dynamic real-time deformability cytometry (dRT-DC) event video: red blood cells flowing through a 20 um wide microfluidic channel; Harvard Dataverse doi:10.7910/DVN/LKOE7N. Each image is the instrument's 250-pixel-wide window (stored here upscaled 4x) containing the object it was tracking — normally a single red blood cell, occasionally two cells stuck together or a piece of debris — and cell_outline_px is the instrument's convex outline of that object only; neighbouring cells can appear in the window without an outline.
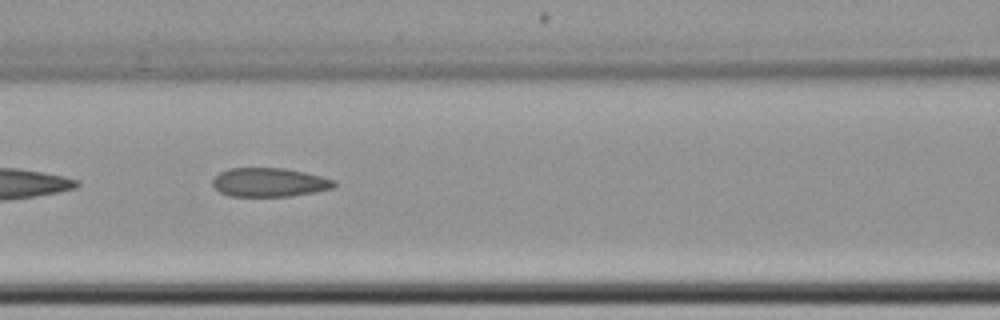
{"species": "common noctule bat (a hibernating species)", "species_latin": "Nyctalus noctula", "temperature_condition": "cold", "stored_images_in_passage": 6, "camera_frame_rate_fps": 3000, "um_per_image_px": 0.085, "animal": {"sex": "female", "body_mass_g": 22.7, "forearm_length_mm": 54.2}, "frame": {"image": 1, "passage_image": 3, "time_ms": 2.333, "image_size_px": [1000, 320], "cell_outline_px": [[336, 184], [332, 188], [316, 192], [288, 196], [228, 196], [220, 192], [212, 184], [212, 180], [220, 172], [228, 168], [284, 168], [304, 172], [336, 180]], "centroid_in_image_um": [22.89, 15.5], "position_along_channel_um": 143.7, "area_um2": 20.4}}
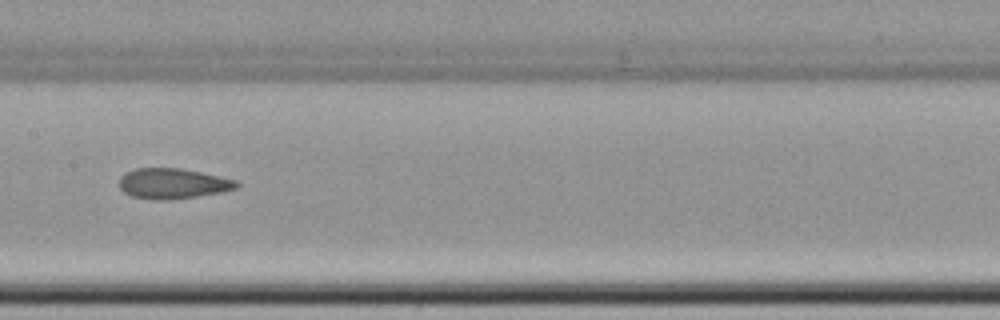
{"frame": {"image": 2, "passage_image": 4, "time_ms": 3.667, "image_size_px": [1000, 320], "cell_outline_px": [[240, 184], [236, 188], [220, 192], [196, 196], [168, 200], [152, 200], [132, 196], [124, 192], [120, 188], [120, 176], [124, 172], [136, 168], [180, 168], [200, 172], [236, 180]], "centroid_in_image_um": [14.65, 15.6], "position_along_channel_um": 192.8, "area_um2": 20.69}}